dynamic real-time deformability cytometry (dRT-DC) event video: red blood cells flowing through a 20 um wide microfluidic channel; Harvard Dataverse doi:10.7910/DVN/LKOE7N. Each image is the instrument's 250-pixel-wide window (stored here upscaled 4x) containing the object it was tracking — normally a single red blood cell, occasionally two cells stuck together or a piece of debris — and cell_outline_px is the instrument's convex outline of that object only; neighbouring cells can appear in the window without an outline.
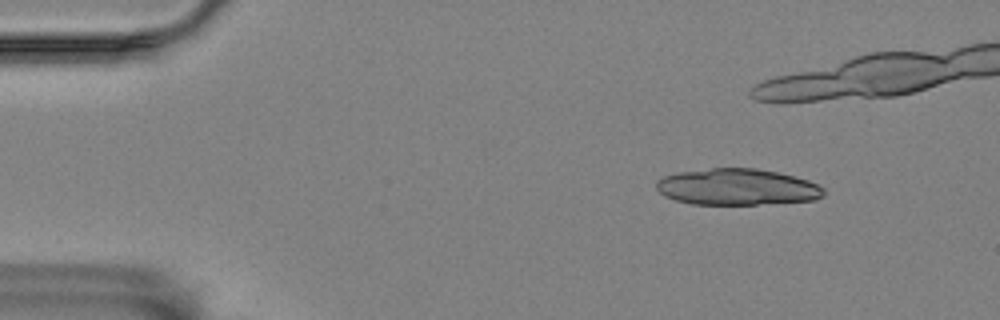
{"species": "Egyptian fruit bat (a non-hibernating species)", "species_latin": "Rousettus aegyptiacus", "temperature_condition": "room temperature", "stored_images_in_passage": 8, "camera_frame_rate_fps": 3000, "um_per_image_px": 0.085, "animal": {"sex": "female"}, "frame": {"image": 1, "passage_image": 2, "time_ms": 1.333, "image_size_px": [1000, 320], "cell_outline_px": [[824, 196], [816, 200], [756, 204], [692, 204], [676, 200], [664, 196], [656, 188], [656, 180], [664, 176], [680, 172], [712, 168], [756, 168], [776, 172], [808, 180], [824, 188]], "centroid_in_image_um": [62.65, 15.89], "position_along_channel_um": 22.4, "area_um2": 35.32}}
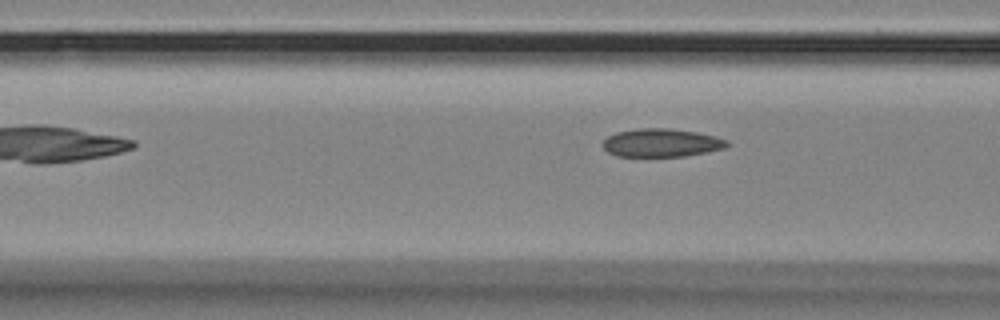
{"frame": {"image": 2, "passage_image": 8, "time_ms": 9.667, "image_size_px": [1000, 320], "cell_outline_px": [[728, 144], [724, 148], [708, 152], [684, 156], [616, 156], [608, 152], [604, 148], [604, 140], [608, 136], [616, 132], [636, 128], [668, 128], [696, 132], [716, 136], [728, 140]], "centroid_in_image_um": [56.23, 12.13], "position_along_channel_um": 110.4, "area_um2": 20.4}}